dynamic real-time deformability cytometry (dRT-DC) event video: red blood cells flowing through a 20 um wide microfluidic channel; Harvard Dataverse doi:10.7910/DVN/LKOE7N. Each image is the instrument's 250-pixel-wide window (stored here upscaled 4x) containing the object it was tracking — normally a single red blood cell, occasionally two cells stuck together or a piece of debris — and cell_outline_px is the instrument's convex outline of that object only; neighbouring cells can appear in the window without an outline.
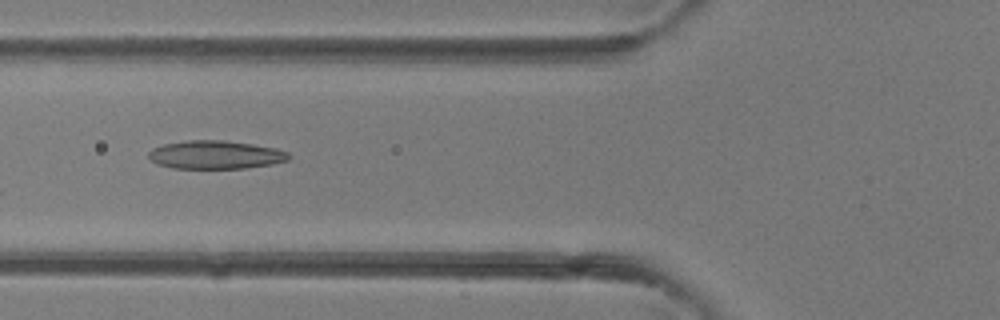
{"species": "common noctule bat (a hibernating species)", "species_latin": "Nyctalus noctula", "temperature_condition": "room temperature", "stored_images_in_passage": 41, "camera_frame_rate_fps": 3000, "um_per_image_px": 0.085, "animal": {"sex": "female"}, "frame": {"image": 1, "passage_image": 16, "time_ms": 5.0, "image_size_px": [1000, 320], "cell_outline_px": [[288, 160], [272, 164], [244, 168], [172, 168], [156, 164], [148, 156], [148, 152], [152, 148], [164, 144], [188, 140], [224, 140], [252, 144], [276, 148], [288, 152]], "centroid_in_image_um": [18.29, 13.15], "position_along_channel_um": 107.5, "area_um2": 23.06}}
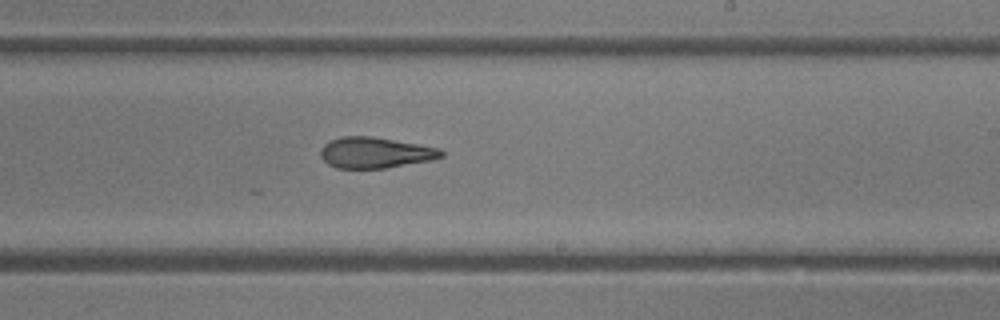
{"frame": {"image": 2, "passage_image": 25, "time_ms": 8.0, "image_size_px": [1000, 320], "cell_outline_px": [[444, 156], [432, 160], [384, 168], [336, 168], [328, 164], [320, 156], [320, 148], [324, 144], [340, 136], [372, 136], [440, 148], [444, 152]], "centroid_in_image_um": [31.88, 12.97], "position_along_channel_um": 257.1, "area_um2": 21.73}}
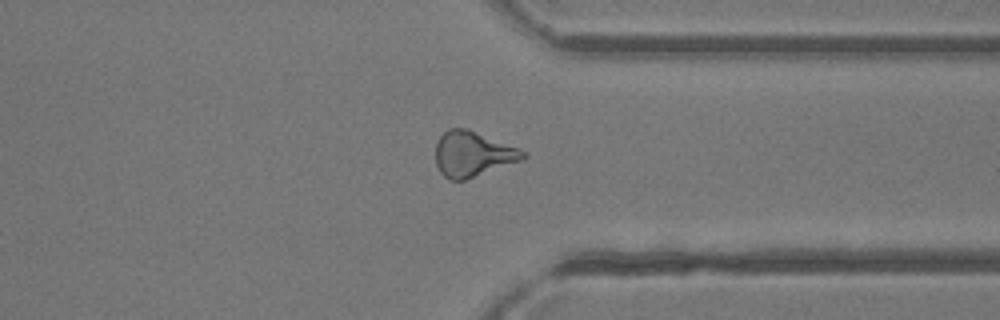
{"frame": {"image": 3, "passage_image": 32, "time_ms": 10.333, "image_size_px": [1000, 320], "cell_outline_px": [[528, 156], [524, 160], [464, 180], [448, 180], [440, 172], [436, 164], [436, 140], [448, 128], [468, 128], [520, 148]], "centroid_in_image_um": [40.19, 13.08], "position_along_channel_um": 371.2, "area_um2": 23.35}}